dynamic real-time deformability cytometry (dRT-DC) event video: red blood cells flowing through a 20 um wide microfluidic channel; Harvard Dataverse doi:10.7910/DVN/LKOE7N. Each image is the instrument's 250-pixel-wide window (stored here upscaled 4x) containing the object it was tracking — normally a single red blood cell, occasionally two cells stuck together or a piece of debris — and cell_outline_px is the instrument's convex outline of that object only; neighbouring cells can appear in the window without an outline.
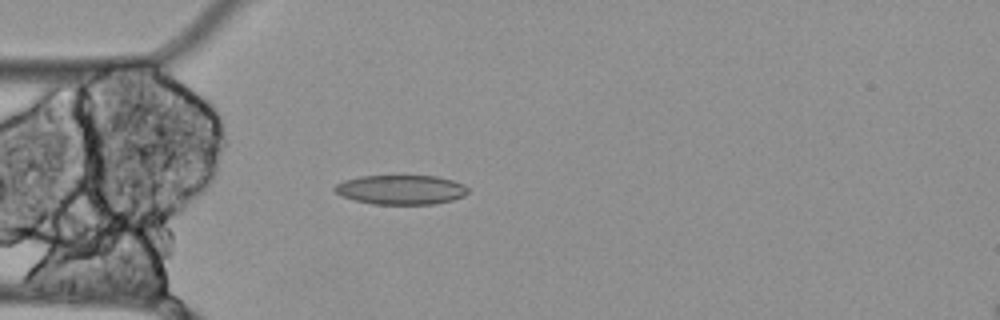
{"species": "Egyptian fruit bat (a non-hibernating species)", "species_latin": "Rousettus aegyptiacus", "temperature_condition": "cold", "stored_images_in_passage": 57, "camera_frame_rate_fps": 3000, "um_per_image_px": 0.085, "animal": {"sex": "female"}, "frame": {"image": 1, "passage_image": 16, "time_ms": 5.0, "image_size_px": [1000, 320], "cell_outline_px": [[468, 192], [464, 196], [452, 200], [432, 204], [372, 204], [356, 200], [344, 196], [336, 192], [332, 188], [336, 184], [344, 180], [360, 176], [436, 176], [452, 180], [464, 184], [468, 188]], "centroid_in_image_um": [34.1, 16.12], "position_along_channel_um": 50.9, "area_um2": 22.77}}
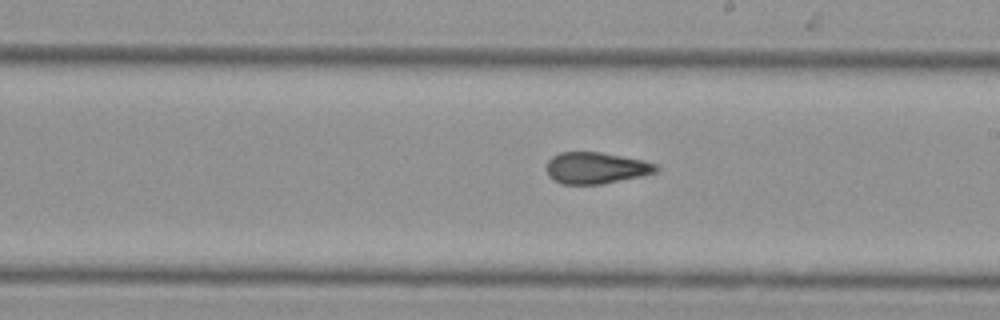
{"frame": {"image": 2, "passage_image": 32, "time_ms": 10.333, "image_size_px": [1000, 320], "cell_outline_px": [[660, 168], [656, 172], [640, 176], [600, 184], [564, 184], [548, 176], [548, 160], [552, 156], [560, 152], [600, 152], [644, 160], [656, 164]], "centroid_in_image_um": [50.68, 14.26], "position_along_channel_um": 238.3, "area_um2": 19.88}}
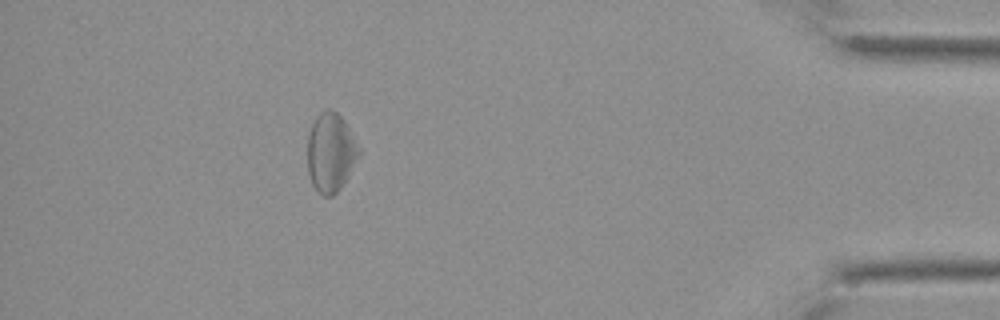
{"frame": {"image": 3, "passage_image": 51, "time_ms": 16.667, "image_size_px": [1000, 320], "cell_outline_px": [[360, 156], [348, 176], [340, 188], [332, 196], [324, 196], [312, 184], [308, 172], [308, 132], [316, 116], [320, 112], [328, 108], [336, 112], [344, 120], [360, 148]], "centroid_in_image_um": [28.11, 12.94], "position_along_channel_um": 407.1, "area_um2": 23.58}, "authors_computed_cell_mechanics": {"area_um2": 22.5998, "velocity_mm_per_s": 3.4661, "shape_relaxation_time_tau1_ms": null, "shape_relaxation_time_tau2_ms": 4.9616, "deformation_change_tau1": null, "deformation_change_tau2": 0.1454}}